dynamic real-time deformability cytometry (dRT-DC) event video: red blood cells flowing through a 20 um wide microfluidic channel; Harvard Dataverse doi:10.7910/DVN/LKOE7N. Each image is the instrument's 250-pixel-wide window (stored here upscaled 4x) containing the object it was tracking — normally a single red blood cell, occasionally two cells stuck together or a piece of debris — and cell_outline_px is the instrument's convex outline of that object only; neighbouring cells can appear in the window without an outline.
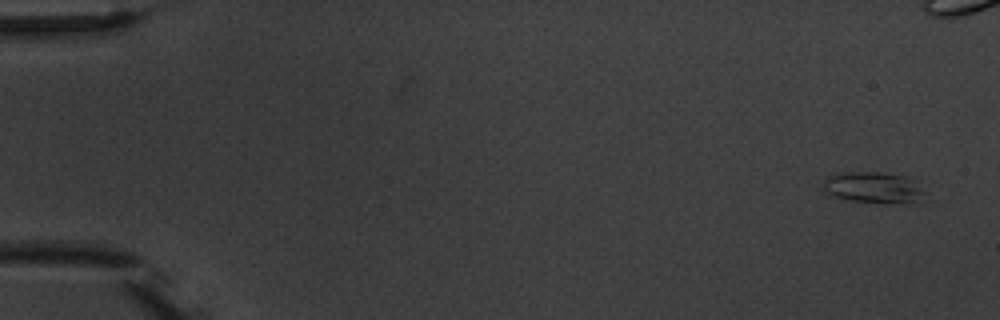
{"species": "common noctule bat (a hibernating species)", "species_latin": "Nyctalus noctula", "temperature_condition": "warm", "stored_images_in_passage": 7, "camera_frame_rate_fps": 3000, "um_per_image_px": 0.085, "animal": {"sex": "male", "body_mass_g": 20.1, "forearm_length_mm": 53.5}, "frame": {"image": 1, "passage_image": 1, "time_ms": 0.0, "image_size_px": [1000, 320], "cell_outline_px": [[924, 192], [920, 200], [916, 204], [888, 204], [848, 200], [824, 192], [824, 180], [828, 176], [840, 172], [880, 172], [904, 176], [916, 180]], "centroid_in_image_um": [74.29, 15.96], "position_along_channel_um": 10.7, "area_um2": 18.84}}